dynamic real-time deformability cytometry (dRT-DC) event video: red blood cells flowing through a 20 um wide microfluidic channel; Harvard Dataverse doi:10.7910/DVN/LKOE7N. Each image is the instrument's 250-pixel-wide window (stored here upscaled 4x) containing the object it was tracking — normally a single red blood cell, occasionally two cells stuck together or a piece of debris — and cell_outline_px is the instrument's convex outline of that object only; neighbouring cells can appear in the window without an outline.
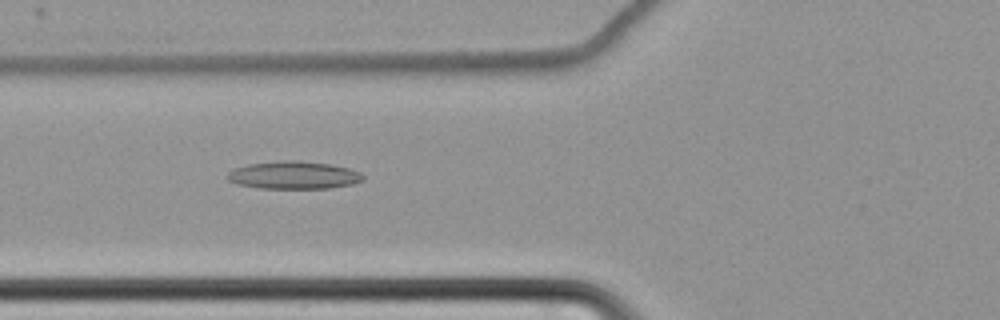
{"species": "common noctule bat (a hibernating species)", "species_latin": "Nyctalus noctula", "temperature_condition": "cold", "stored_images_in_passage": 63, "camera_frame_rate_fps": 3000, "um_per_image_px": 0.085, "animal": {"sex": "female", "body_mass_g": 22.7, "forearm_length_mm": 54.2}, "frame": {"image": 1, "passage_image": 27, "time_ms": 8.667, "image_size_px": [1000, 320], "cell_outline_px": [[364, 180], [352, 184], [328, 188], [256, 188], [236, 184], [228, 180], [228, 172], [236, 168], [248, 164], [280, 160], [296, 160], [332, 164], [348, 168], [360, 172], [364, 176]], "centroid_in_image_um": [24.97, 14.88], "position_along_channel_um": 100.8, "area_um2": 21.96}}
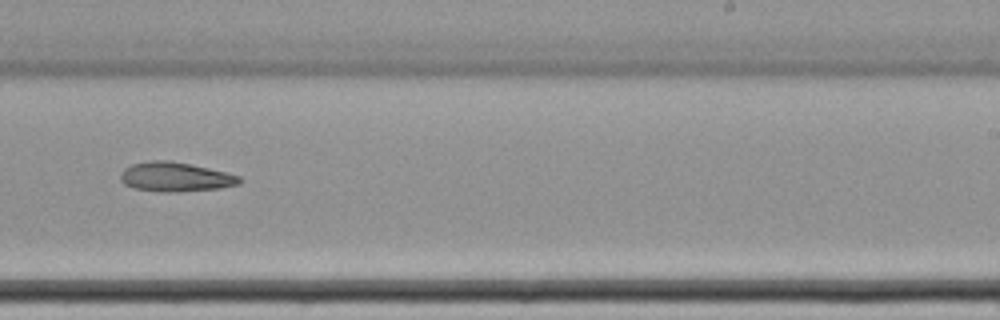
{"frame": {"image": 2, "passage_image": 42, "time_ms": 13.667, "image_size_px": [1000, 320], "cell_outline_px": [[244, 180], [240, 184], [220, 188], [180, 192], [160, 192], [132, 188], [124, 184], [120, 180], [120, 172], [124, 168], [132, 164], [152, 160], [172, 160], [192, 164], [240, 176]], "centroid_in_image_um": [14.9, 15.04], "position_along_channel_um": 274.1, "area_um2": 20.69}}
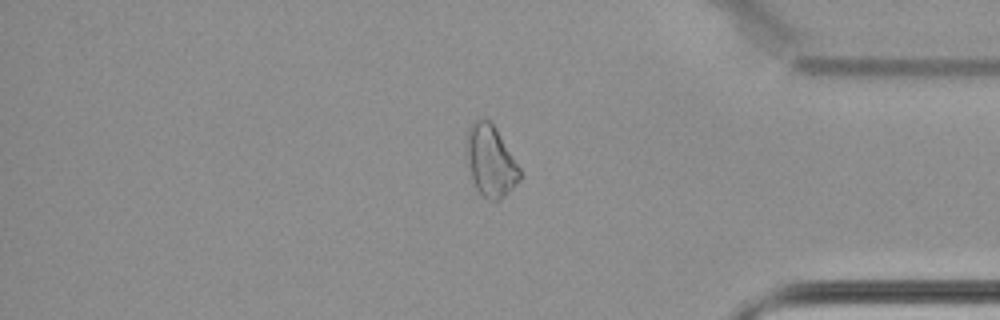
{"frame": {"image": 3, "passage_image": 54, "time_ms": 17.667, "image_size_px": [1000, 320], "cell_outline_px": [[520, 180], [500, 200], [488, 200], [476, 188], [472, 180], [464, 156], [464, 148], [468, 128], [472, 120], [488, 120], [496, 128], [520, 168]], "centroid_in_image_um": [41.64, 13.67], "position_along_channel_um": 393.6, "area_um2": 22.37}}